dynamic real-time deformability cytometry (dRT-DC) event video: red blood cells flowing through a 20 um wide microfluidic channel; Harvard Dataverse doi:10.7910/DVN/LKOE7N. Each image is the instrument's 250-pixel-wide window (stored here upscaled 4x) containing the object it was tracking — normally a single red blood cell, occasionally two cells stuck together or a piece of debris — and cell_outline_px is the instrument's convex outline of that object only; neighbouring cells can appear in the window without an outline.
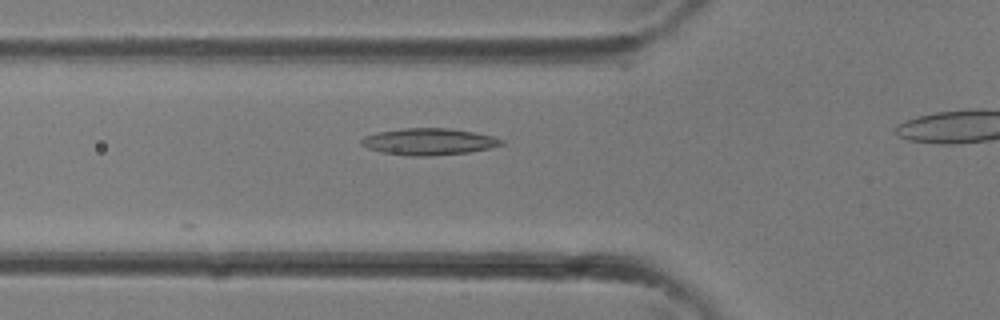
{"species": "common noctule bat (a hibernating species)", "species_latin": "Nyctalus noctula", "temperature_condition": "room temperature", "stored_images_in_passage": 15, "camera_frame_rate_fps": 3000, "um_per_image_px": 0.085, "animal": {"sex": "female"}, "frame": {"image": 1, "passage_image": 2, "time_ms": 0.333, "image_size_px": [1000, 320], "cell_outline_px": [[504, 144], [488, 148], [468, 152], [432, 156], [412, 156], [384, 152], [368, 148], [360, 144], [360, 140], [364, 136], [376, 132], [400, 128], [448, 128], [472, 132], [492, 136], [504, 140]], "centroid_in_image_um": [36.42, 12.03], "position_along_channel_um": 89.4, "area_um2": 21.68}}
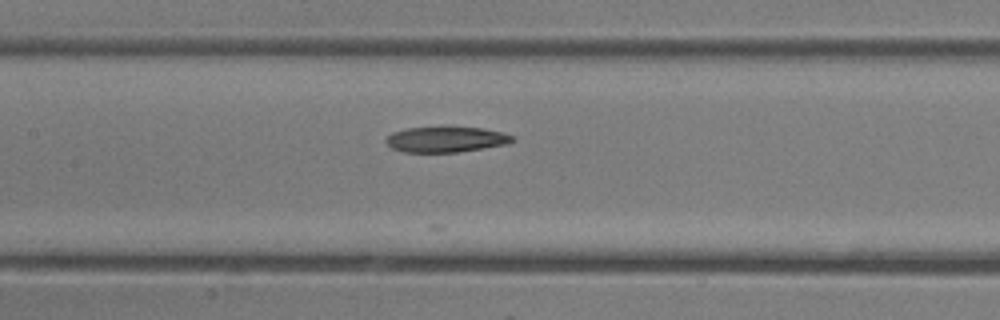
{"frame": {"image": 2, "passage_image": 6, "time_ms": 1.667, "image_size_px": [1000, 320], "cell_outline_px": [[516, 140], [508, 144], [456, 152], [404, 152], [392, 148], [384, 140], [392, 132], [408, 128], [484, 128], [500, 132], [512, 136]], "centroid_in_image_um": [37.9, 11.86], "position_along_channel_um": 169.5, "area_um2": 18.44}}
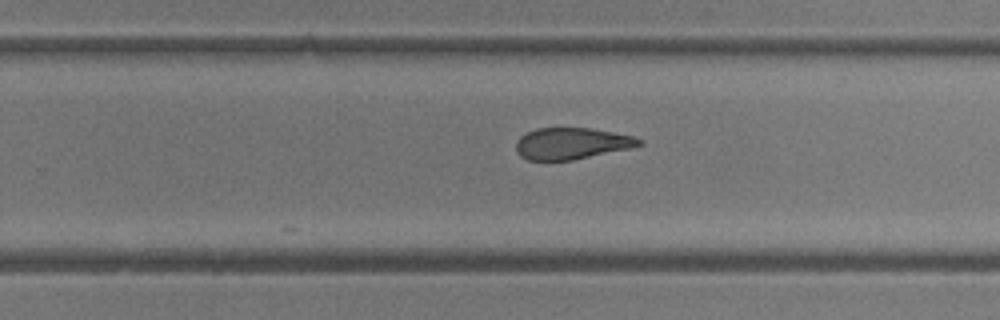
{"frame": {"image": 3, "passage_image": 15, "time_ms": 4.667, "image_size_px": [1000, 320], "cell_outline_px": [[644, 144], [632, 148], [572, 160], [528, 160], [520, 156], [516, 152], [516, 140], [520, 136], [536, 128], [592, 128], [632, 136], [644, 140]], "centroid_in_image_um": [48.59, 12.2], "position_along_channel_um": 281.2, "area_um2": 22.72}}